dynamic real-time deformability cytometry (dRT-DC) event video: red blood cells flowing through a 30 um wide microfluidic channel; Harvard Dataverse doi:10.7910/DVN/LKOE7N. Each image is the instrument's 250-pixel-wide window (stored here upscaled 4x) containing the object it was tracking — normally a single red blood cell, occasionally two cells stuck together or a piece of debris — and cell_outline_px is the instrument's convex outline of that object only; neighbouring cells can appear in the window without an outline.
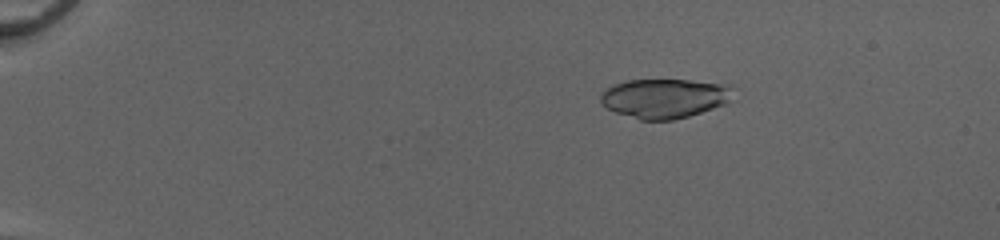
{"species": "common noctule bat (a hibernating species)", "species_latin": "Nyctalus noctula", "temperature_condition": "cold", "stored_images_in_passage": 53, "camera_frame_rate_fps": 3000, "um_per_image_px": 0.085, "animal": {"sex": "female", "body_mass_g": 20.0, "forearm_length_mm": 54.0}, "frame": {"image": 1, "passage_image": 11, "time_ms": 3.333, "image_size_px": [1000, 240], "cell_outline_px": [[736, 88], [728, 100], [724, 104], [688, 116], [672, 120], [640, 120], [616, 112], [600, 104], [600, 96], [612, 84], [628, 80], [688, 80], [732, 84]], "centroid_in_image_um": [56.5, 8.34], "position_along_channel_um": 28.5, "area_um2": 30.46}}